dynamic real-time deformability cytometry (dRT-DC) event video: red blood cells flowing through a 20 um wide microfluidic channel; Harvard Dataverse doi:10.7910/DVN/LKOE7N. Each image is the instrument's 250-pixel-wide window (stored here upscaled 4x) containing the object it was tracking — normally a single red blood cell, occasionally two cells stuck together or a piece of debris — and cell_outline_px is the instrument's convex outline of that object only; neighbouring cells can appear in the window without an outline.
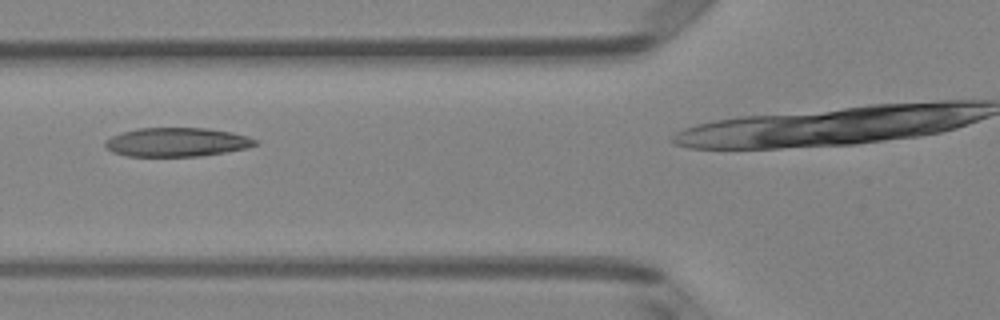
{"species": "Egyptian fruit bat (a non-hibernating species)", "species_latin": "Rousettus aegyptiacus", "temperature_condition": "room temperature", "stored_images_in_passage": 28, "camera_frame_rate_fps": 3000, "um_per_image_px": 0.085, "animal": {"sex": "female"}, "frame": {"image": 1, "passage_image": 13, "time_ms": 4.0, "image_size_px": [1000, 320], "cell_outline_px": [[260, 144], [248, 148], [200, 156], [128, 156], [112, 152], [104, 144], [104, 140], [112, 136], [136, 128], [204, 128], [232, 132], [248, 136], [256, 140]], "centroid_in_image_um": [15.05, 12.08], "position_along_channel_um": 110.8, "area_um2": 25.26}}
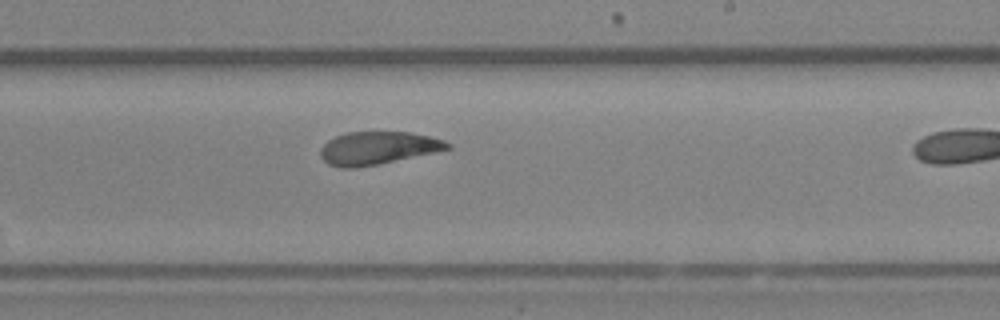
{"frame": {"image": 2, "passage_image": 24, "time_ms": 7.667, "image_size_px": [1000, 320], "cell_outline_px": [[452, 148], [380, 164], [356, 168], [340, 168], [328, 164], [320, 156], [320, 148], [328, 140], [336, 136], [348, 132], [408, 132], [428, 136], [444, 140], [452, 144]], "centroid_in_image_um": [32.09, 12.59], "position_along_channel_um": 256.9, "area_um2": 24.33}}
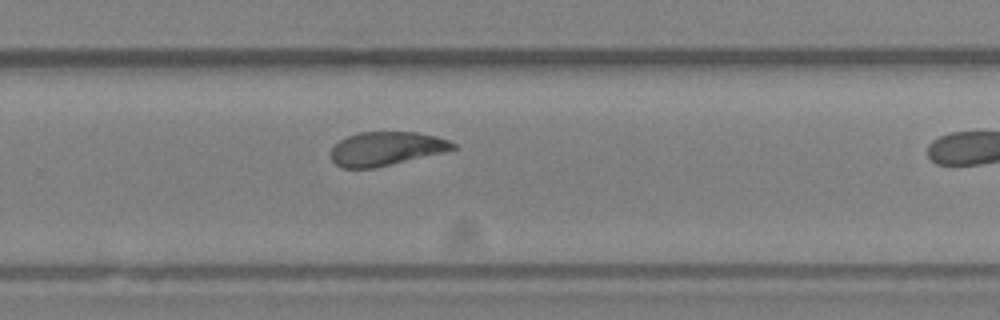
{"frame": {"image": 3, "passage_image": 27, "time_ms": 8.667, "image_size_px": [1000, 320], "cell_outline_px": [[456, 148], [444, 152], [372, 168], [340, 168], [332, 160], [332, 148], [340, 140], [348, 136], [360, 132], [416, 132], [436, 136], [448, 140], [456, 144]], "centroid_in_image_um": [32.82, 12.63], "position_along_channel_um": 297.0, "area_um2": 23.7}}